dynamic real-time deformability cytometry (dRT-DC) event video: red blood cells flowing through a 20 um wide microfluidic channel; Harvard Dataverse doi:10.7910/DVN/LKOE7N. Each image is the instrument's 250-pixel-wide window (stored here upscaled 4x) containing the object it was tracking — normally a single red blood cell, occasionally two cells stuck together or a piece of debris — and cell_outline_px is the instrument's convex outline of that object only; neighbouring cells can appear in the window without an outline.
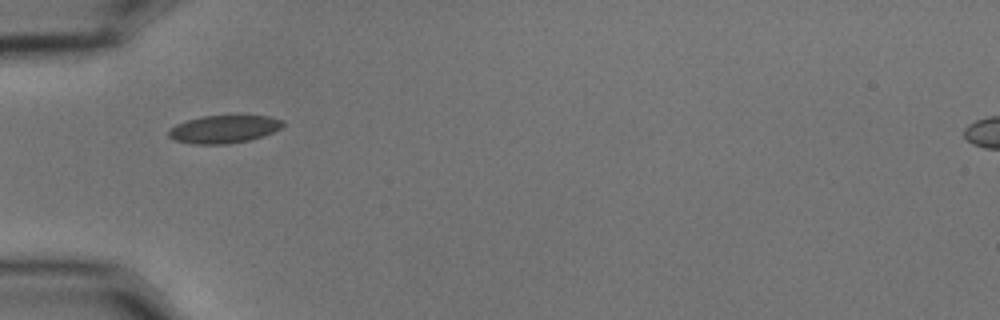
{"species": "common noctule bat (a hibernating species)", "species_latin": "Nyctalus noctula", "temperature_condition": "cold", "stored_images_in_passage": 23, "camera_frame_rate_fps": 3000, "um_per_image_px": 0.085, "animal": {"sex": "male", "body_mass_g": 15.6}, "frame": {"image": 1, "passage_image": 1, "time_ms": 0.0, "image_size_px": [1000, 320], "cell_outline_px": [[284, 124], [280, 128], [272, 132], [248, 140], [224, 144], [192, 144], [176, 140], [168, 136], [168, 132], [176, 124], [188, 120], [204, 116], [268, 116], [284, 120]], "centroid_in_image_um": [19.03, 10.98], "position_along_channel_um": 66.0, "area_um2": 18.15}}